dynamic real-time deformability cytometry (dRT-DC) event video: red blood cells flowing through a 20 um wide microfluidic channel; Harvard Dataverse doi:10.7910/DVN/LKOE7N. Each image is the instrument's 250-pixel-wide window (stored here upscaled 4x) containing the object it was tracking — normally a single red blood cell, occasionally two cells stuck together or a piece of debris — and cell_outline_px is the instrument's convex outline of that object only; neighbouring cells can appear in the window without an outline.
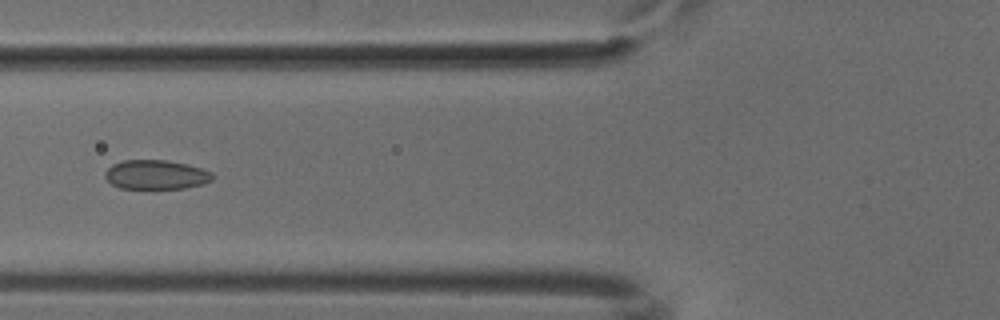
{"species": "common noctule bat (a hibernating species)", "species_latin": "Nyctalus noctula", "temperature_condition": "cold", "stored_images_in_passage": 42, "camera_frame_rate_fps": 3000, "um_per_image_px": 0.085, "animal": {"sex": "male", "body_mass_g": 18.8}, "frame": {"image": 1, "passage_image": 10, "time_ms": 3.0, "image_size_px": [1000, 320], "cell_outline_px": [[212, 180], [204, 184], [184, 188], [120, 188], [112, 184], [104, 176], [104, 172], [112, 164], [124, 160], [164, 160], [188, 164], [212, 172]], "centroid_in_image_um": [13.25, 14.84], "position_along_channel_um": 112.5, "area_um2": 18.26}}
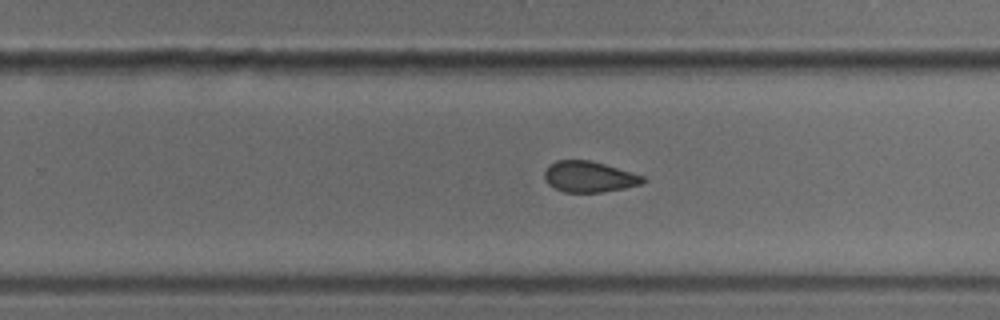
{"frame": {"image": 2, "passage_image": 23, "time_ms": 7.333, "image_size_px": [1000, 320], "cell_outline_px": [[648, 180], [640, 184], [624, 188], [604, 192], [564, 192], [548, 184], [544, 180], [544, 172], [556, 160], [588, 160], [604, 164], [644, 176]], "centroid_in_image_um": [50.08, 15.03], "position_along_channel_um": 279.7, "area_um2": 17.57}}
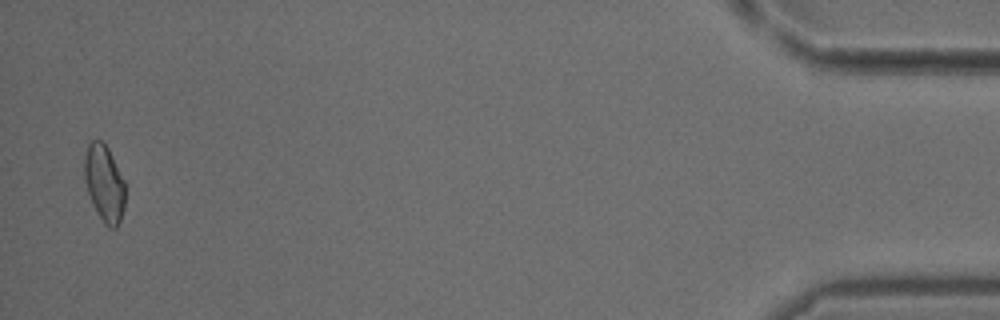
{"frame": {"image": 3, "passage_image": 41, "time_ms": 13.333, "image_size_px": [1000, 320], "cell_outline_px": [[124, 208], [120, 220], [116, 228], [108, 228], [104, 224], [88, 192], [84, 180], [84, 160], [88, 144], [92, 140], [100, 140], [108, 148], [124, 180]], "centroid_in_image_um": [8.86, 15.57], "position_along_channel_um": 426.3, "area_um2": 17.92}}